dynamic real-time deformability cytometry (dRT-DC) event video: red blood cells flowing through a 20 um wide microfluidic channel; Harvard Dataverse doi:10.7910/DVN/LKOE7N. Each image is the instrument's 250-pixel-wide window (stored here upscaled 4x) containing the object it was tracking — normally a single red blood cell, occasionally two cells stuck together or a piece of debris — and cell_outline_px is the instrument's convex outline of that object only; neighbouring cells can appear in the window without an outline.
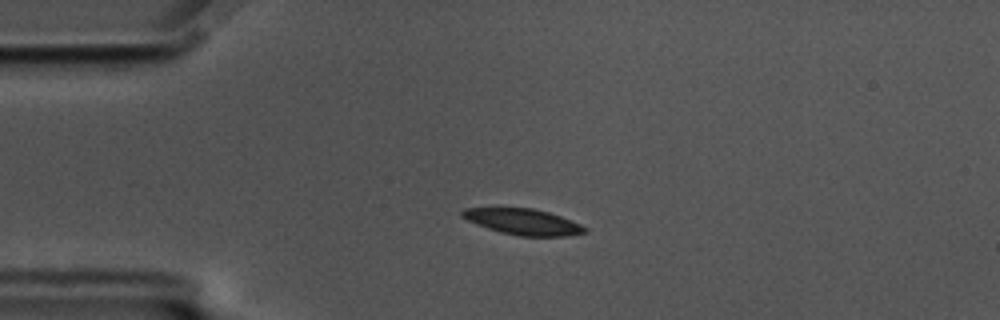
{"species": "common noctule bat (a hibernating species)", "species_latin": "Nyctalus noctula", "temperature_condition": "cold", "stored_images_in_passage": 51, "camera_frame_rate_fps": 3000, "um_per_image_px": 0.085, "animal": {"sex": "male", "body_mass_g": 17.5, "forearm_length_mm": 52.3}, "frame": {"image": 1, "passage_image": 7, "time_ms": 2.0, "image_size_px": [1000, 320], "cell_outline_px": [[588, 232], [568, 236], [520, 236], [500, 232], [476, 224], [460, 216], [460, 212], [464, 208], [532, 208], [548, 212], [560, 216], [580, 224], [588, 228]], "centroid_in_image_um": [44.47, 18.85], "position_along_channel_um": 40.5, "area_um2": 18.5}}
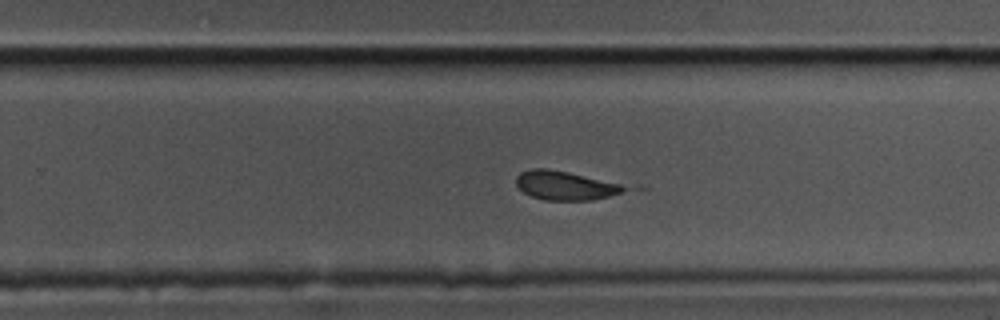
{"frame": {"image": 2, "passage_image": 30, "time_ms": 9.667, "image_size_px": [1000, 320], "cell_outline_px": [[648, 188], [592, 200], [544, 200], [532, 196], [524, 192], [516, 184], [516, 176], [520, 172], [532, 168], [544, 168], [568, 172]], "centroid_in_image_um": [48.33, 15.77], "position_along_channel_um": 281.5, "area_um2": 19.25}}
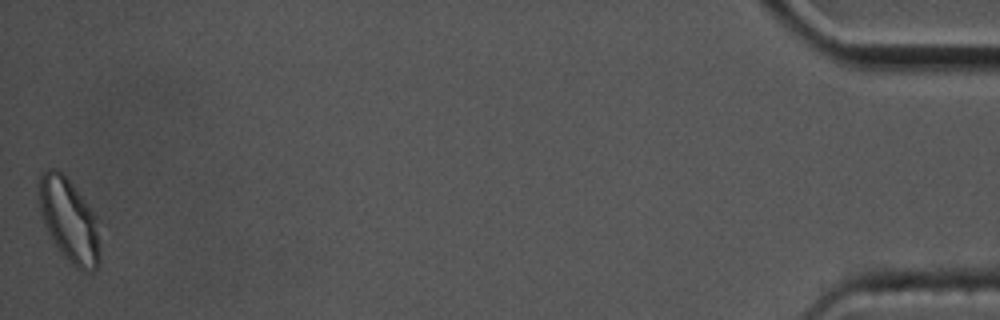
{"frame": {"image": 3, "passage_image": 51, "time_ms": 16.667, "image_size_px": [1000, 320], "cell_outline_px": [[100, 260], [96, 268], [92, 272], [84, 272], [76, 268], [64, 256], [48, 232], [40, 216], [40, 176], [48, 168], [56, 168], [72, 184], [100, 220]], "centroid_in_image_um": [5.94, 18.78], "position_along_channel_um": 429.3, "area_um2": 29.77}, "authors_computed_cell_mechanics": {"area_um2": 19.7098, "velocity_mm_per_s": 3.4681, "shape_relaxation_time_tau1_ms": null, "shape_relaxation_time_tau2_ms": 2.2761, "deformation_change_tau1": null, "deformation_change_tau2": 0.1025}}